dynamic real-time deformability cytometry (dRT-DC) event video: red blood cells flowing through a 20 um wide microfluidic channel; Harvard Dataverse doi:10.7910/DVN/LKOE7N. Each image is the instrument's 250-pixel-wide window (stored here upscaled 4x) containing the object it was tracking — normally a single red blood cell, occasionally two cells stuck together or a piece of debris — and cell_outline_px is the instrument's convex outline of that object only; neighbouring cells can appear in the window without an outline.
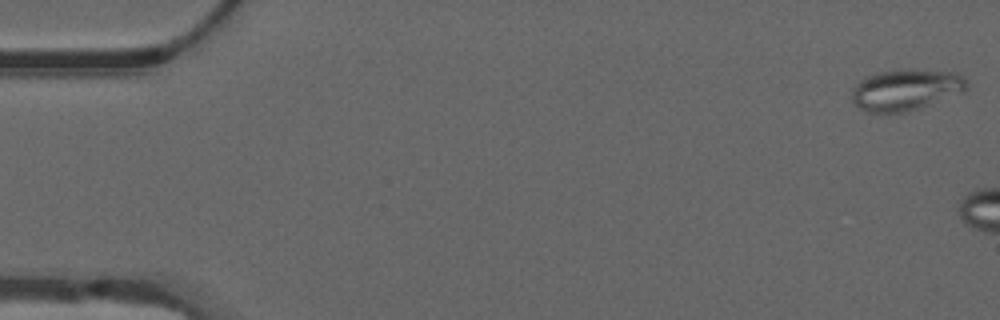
{"species": "common noctule bat (a hibernating species)", "species_latin": "Nyctalus noctula", "temperature_condition": "warm", "stored_images_in_passage": 6, "camera_frame_rate_fps": 3000, "um_per_image_px": 0.085, "animal": {"sex": "male", "forearm_length_mm": 52.5}, "frame": {"image": 1, "passage_image": 1, "time_ms": 0.0, "image_size_px": [1000, 320], "cell_outline_px": [[968, 88], [964, 92], [920, 108], [904, 112], [868, 112], [860, 108], [852, 100], [852, 88], [864, 76], [880, 72], [900, 68], [956, 72], [964, 76], [968, 84]], "centroid_in_image_um": [77.02, 7.61], "position_along_channel_um": 8.0, "area_um2": 27.92}}